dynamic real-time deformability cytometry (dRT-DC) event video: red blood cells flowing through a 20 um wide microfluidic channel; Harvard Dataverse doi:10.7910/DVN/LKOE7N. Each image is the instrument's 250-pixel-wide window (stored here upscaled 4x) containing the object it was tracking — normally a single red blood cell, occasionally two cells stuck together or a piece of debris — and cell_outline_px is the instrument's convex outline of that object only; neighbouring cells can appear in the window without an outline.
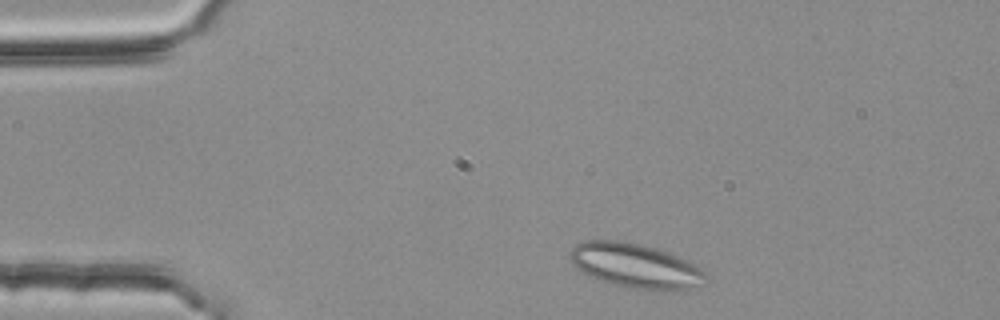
{"species": "common noctule bat (a hibernating species)", "species_latin": "Nyctalus noctula", "temperature_condition": "room temperature", "stored_images_in_passage": 2, "camera_frame_rate_fps": 3000, "um_per_image_px": 0.085, "animal": {"sex": "female", "body_mass_g": 25.1}, "frame": {"image": 1, "passage_image": 1, "time_ms": 0.0, "image_size_px": [1000, 320], "cell_outline_px": [[708, 284], [700, 288], [684, 292], [668, 292], [628, 288], [612, 284], [600, 280], [584, 272], [572, 264], [572, 248], [576, 244], [584, 240], [624, 240], [668, 252], [680, 256], [696, 264], [708, 276]], "centroid_in_image_um": [54.18, 22.64], "position_along_channel_um": 30.8, "area_um2": 36.13}}